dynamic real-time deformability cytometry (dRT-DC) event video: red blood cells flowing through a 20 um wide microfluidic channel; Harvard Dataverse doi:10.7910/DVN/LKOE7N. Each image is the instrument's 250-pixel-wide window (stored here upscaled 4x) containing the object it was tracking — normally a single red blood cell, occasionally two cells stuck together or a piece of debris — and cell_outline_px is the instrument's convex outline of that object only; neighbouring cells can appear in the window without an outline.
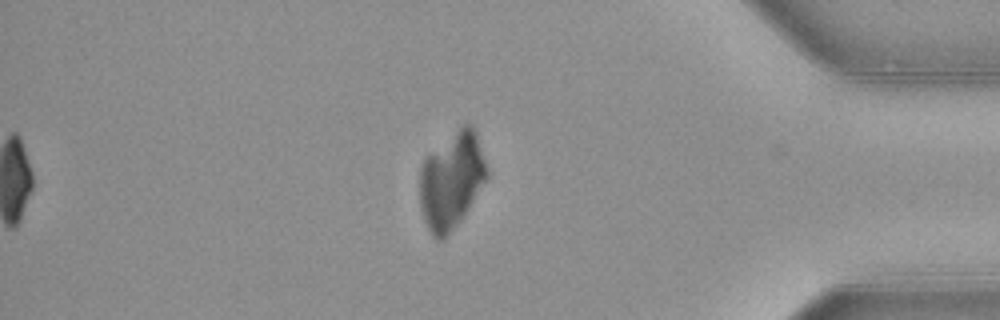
{"species": "common noctule bat (a hibernating species)", "species_latin": "Nyctalus noctula", "temperature_condition": "warm", "stored_images_in_passage": 33, "camera_frame_rate_fps": 3000, "um_per_image_px": 0.085, "animal": {"sex": "female", "body_mass_g": 21.9}, "frame": {"image": 1, "passage_image": 33, "time_ms": 10.667, "image_size_px": [1000, 320], "cell_outline_px": [[488, 176], [464, 212], [444, 240], [436, 240], [432, 236], [424, 220], [420, 204], [420, 168], [424, 156], [464, 124], [472, 124], [476, 132], [488, 168]], "centroid_in_image_um": [38.35, 15.29], "position_along_channel_um": 396.8, "area_um2": 37.34}}